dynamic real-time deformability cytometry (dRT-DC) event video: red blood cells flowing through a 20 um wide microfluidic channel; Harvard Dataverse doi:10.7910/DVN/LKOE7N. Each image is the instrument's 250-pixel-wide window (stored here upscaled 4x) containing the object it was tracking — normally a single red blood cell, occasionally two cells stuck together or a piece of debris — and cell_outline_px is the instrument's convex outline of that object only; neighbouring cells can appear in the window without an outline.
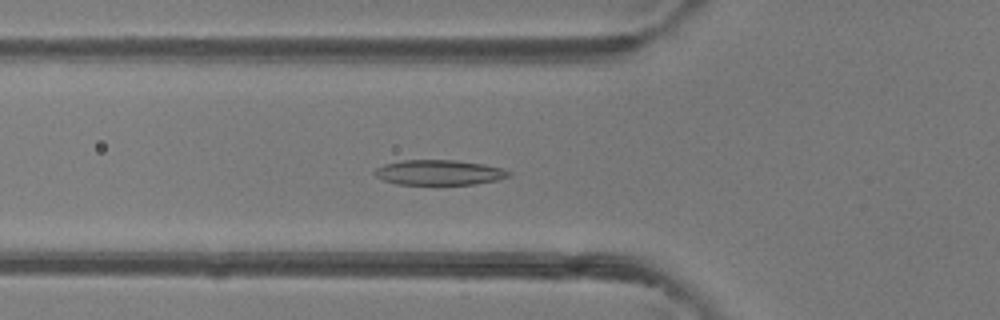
{"species": "common noctule bat (a hibernating species)", "species_latin": "Nyctalus noctula", "temperature_condition": "room temperature", "stored_images_in_passage": 40, "camera_frame_rate_fps": 3000, "um_per_image_px": 0.085, "animal": {"sex": "female"}, "frame": {"image": 1, "passage_image": 15, "time_ms": 4.667, "image_size_px": [1000, 320], "cell_outline_px": [[512, 176], [500, 180], [476, 184], [396, 184], [384, 180], [376, 176], [372, 172], [376, 168], [384, 164], [404, 160], [456, 160], [484, 164], [500, 168], [512, 172]], "centroid_in_image_um": [37.36, 14.66], "position_along_channel_um": 88.4, "area_um2": 19.71}}
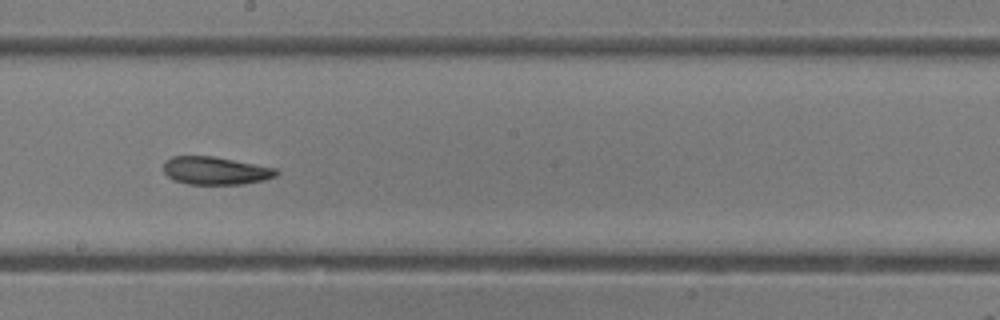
{"frame": {"image": 2, "passage_image": 25, "time_ms": 8.0, "image_size_px": [1000, 320], "cell_outline_px": [[280, 172], [276, 176], [264, 180], [240, 184], [188, 184], [172, 180], [164, 172], [164, 160], [172, 156], [212, 156], [276, 168]], "centroid_in_image_um": [18.29, 14.51], "position_along_channel_um": 229.9, "area_um2": 18.32}}
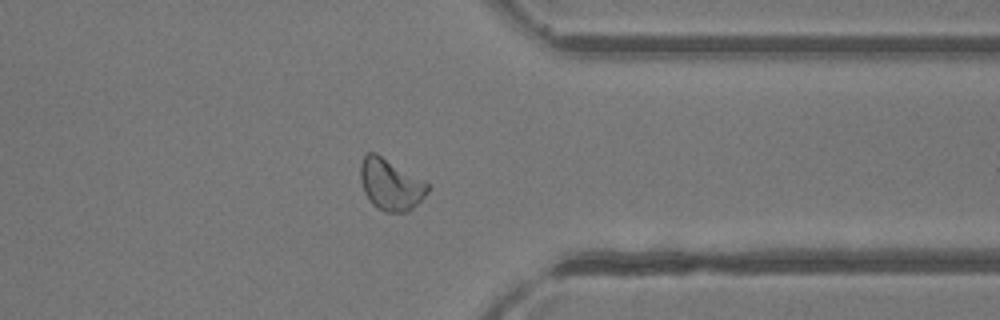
{"frame": {"image": 3, "passage_image": 36, "time_ms": 11.667, "image_size_px": [1000, 320], "cell_outline_px": [[428, 192], [408, 212], [384, 212], [372, 204], [364, 192], [360, 180], [360, 164], [364, 156], [368, 152], [376, 152], [428, 184]], "centroid_in_image_um": [33.15, 15.68], "position_along_channel_um": 378.2, "area_um2": 19.83}, "authors_computed_cell_mechanics": {"area_um2": 19.4208, "velocity_mm_per_s": 4.2257, "shape_relaxation_time_tau1_ms": 5.4281, "shape_relaxation_time_tau2_ms": 3.8693, "deformation_change_tau1": 0.1472, "deformation_change_tau2": 0.1126}}